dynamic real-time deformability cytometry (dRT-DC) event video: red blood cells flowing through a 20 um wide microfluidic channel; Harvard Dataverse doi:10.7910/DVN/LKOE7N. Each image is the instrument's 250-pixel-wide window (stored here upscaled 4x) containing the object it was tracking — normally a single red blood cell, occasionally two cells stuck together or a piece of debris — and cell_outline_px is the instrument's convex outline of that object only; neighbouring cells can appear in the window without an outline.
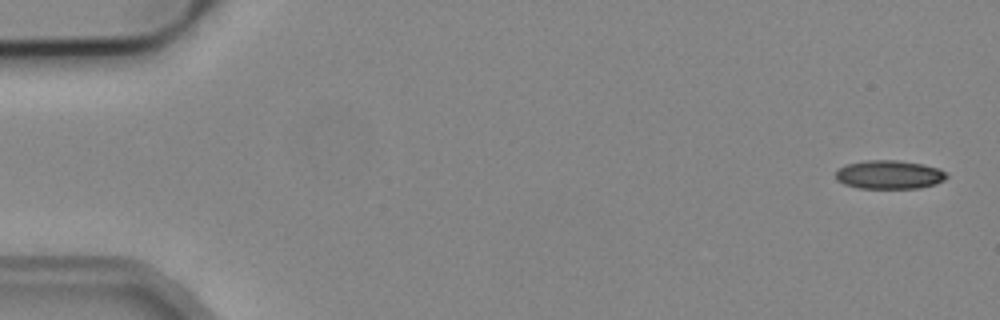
{"species": "common noctule bat (a hibernating species)", "species_latin": "Nyctalus noctula", "temperature_condition": "cold", "stored_images_in_passage": 4, "camera_frame_rate_fps": 3000, "um_per_image_px": 0.085, "animal": {"sex": "male", "body_mass_g": 19.2, "forearm_length_mm": 51.8}, "frame": {"image": 1, "passage_image": 4, "time_ms": 1.0, "image_size_px": [1000, 320], "cell_outline_px": [[948, 176], [944, 180], [936, 184], [920, 188], [860, 188], [844, 184], [836, 180], [836, 172], [840, 168], [848, 164], [868, 160], [896, 160], [920, 164], [940, 168]], "centroid_in_image_um": [75.6, 14.85], "position_along_channel_um": 9.4, "area_um2": 18.38}}